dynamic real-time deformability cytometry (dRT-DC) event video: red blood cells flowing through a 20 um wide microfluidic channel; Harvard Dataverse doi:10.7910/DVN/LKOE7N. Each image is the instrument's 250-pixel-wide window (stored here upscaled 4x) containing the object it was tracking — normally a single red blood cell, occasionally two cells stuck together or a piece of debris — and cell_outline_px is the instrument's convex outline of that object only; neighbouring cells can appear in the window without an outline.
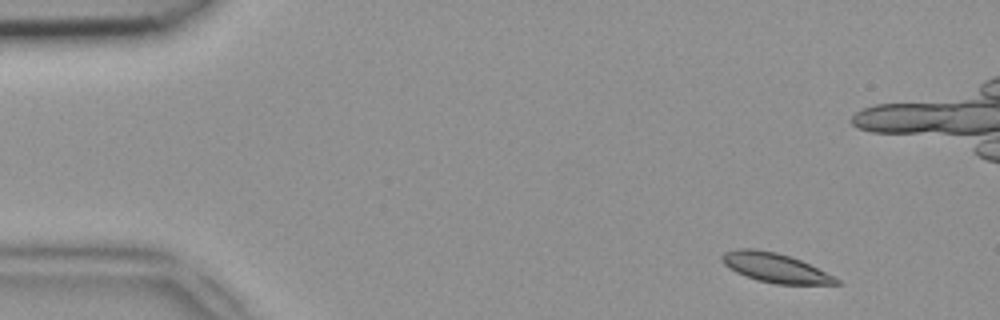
{"species": "common noctule bat (a hibernating species)", "species_latin": "Nyctalus noctula", "temperature_condition": "room temperature", "stored_images_in_passage": 48, "camera_frame_rate_fps": 3000, "um_per_image_px": 0.085, "animal": {"sex": "female", "body_mass_g": 18.4}, "frame": {"image": 1, "passage_image": 3, "time_ms": 0.667, "image_size_px": [1000, 320], "cell_outline_px": [[840, 284], [776, 284], [756, 280], [744, 276], [728, 268], [720, 260], [720, 256], [724, 252], [736, 248], [756, 248], [776, 252], [800, 260], [840, 280]], "centroid_in_image_um": [65.79, 22.75], "position_along_channel_um": 19.2, "area_um2": 19.48}}
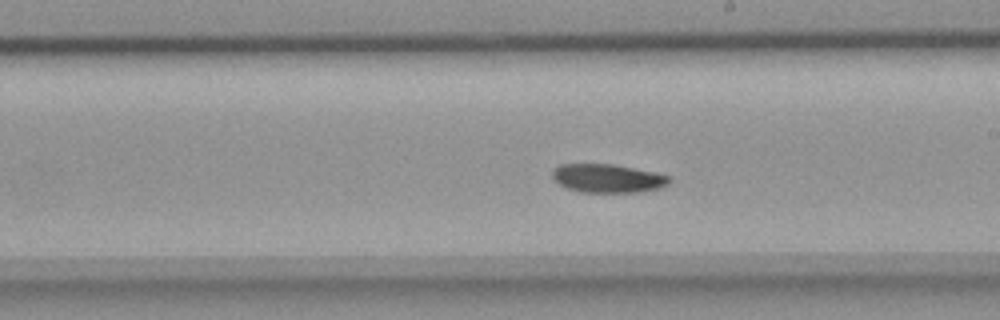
{"frame": {"image": 2, "passage_image": 26, "time_ms": 8.333, "image_size_px": [1000, 320], "cell_outline_px": [[672, 180], [668, 184], [660, 188], [640, 192], [580, 192], [564, 188], [552, 180], [552, 168], [560, 164], [612, 164], [656, 172], [672, 176]], "centroid_in_image_um": [51.63, 15.16], "position_along_channel_um": 237.4, "area_um2": 19.88}}
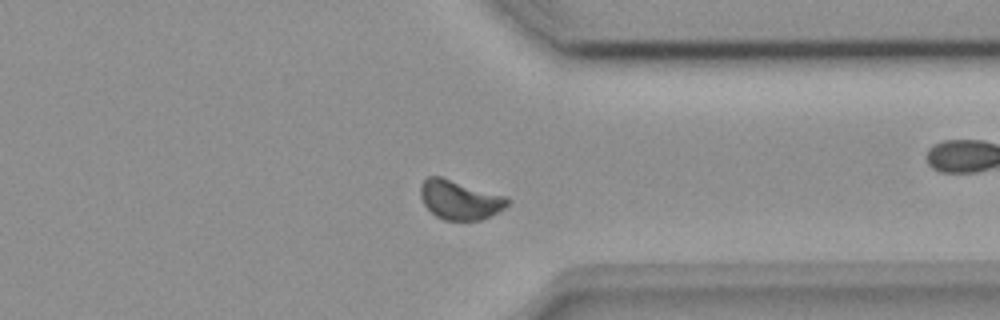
{"frame": {"image": 3, "passage_image": 36, "time_ms": 11.667, "image_size_px": [1000, 320], "cell_outline_px": [[512, 200], [504, 208], [480, 220], [444, 220], [436, 216], [424, 204], [420, 196], [420, 184], [428, 176], [440, 176], [508, 196]], "centroid_in_image_um": [39.09, 16.97], "position_along_channel_um": 372.3, "area_um2": 19.94}}